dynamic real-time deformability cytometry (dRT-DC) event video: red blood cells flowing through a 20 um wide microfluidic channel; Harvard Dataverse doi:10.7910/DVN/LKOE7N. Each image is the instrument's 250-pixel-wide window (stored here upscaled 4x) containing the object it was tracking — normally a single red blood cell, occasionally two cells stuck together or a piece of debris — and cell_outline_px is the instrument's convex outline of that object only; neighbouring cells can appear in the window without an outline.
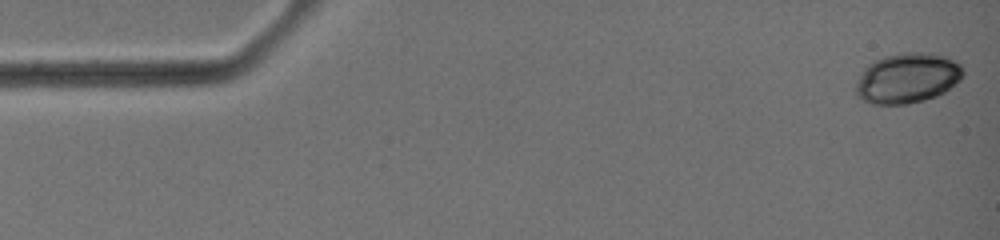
{"species": "common noctule bat (a hibernating species)", "species_latin": "Nyctalus noctula", "temperature_condition": "warm", "stored_images_in_passage": 41, "camera_frame_rate_fps": 3000, "um_per_image_px": 0.085, "animal": {"sex": "female", "body_mass_g": 19.0, "forearm_length_mm": 51.5}, "frame": {"image": 1, "passage_image": 1, "time_ms": 0.0, "image_size_px": [1000, 240], "cell_outline_px": [[964, 76], [960, 80], [944, 92], [936, 96], [924, 100], [908, 104], [872, 104], [860, 100], [856, 96], [856, 84], [864, 68], [868, 64], [884, 56], [904, 52], [928, 52], [948, 56], [960, 64], [964, 72]], "centroid_in_image_um": [77.14, 6.63], "position_along_channel_um": 7.9, "area_um2": 31.62}}
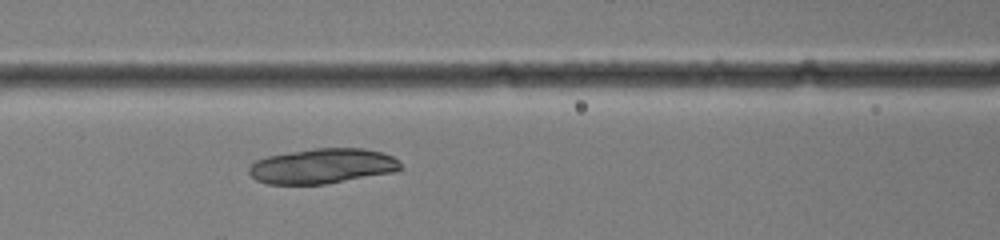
{"frame": {"image": 2, "passage_image": 18, "time_ms": 5.667, "image_size_px": [1000, 240], "cell_outline_px": [[400, 168], [392, 172], [324, 184], [268, 184], [256, 180], [248, 172], [248, 168], [256, 160], [268, 156], [288, 152], [312, 148], [364, 148], [380, 152], [392, 156], [400, 160]], "centroid_in_image_um": [27.37, 14.11], "position_along_channel_um": 139.2, "area_um2": 30.81}}
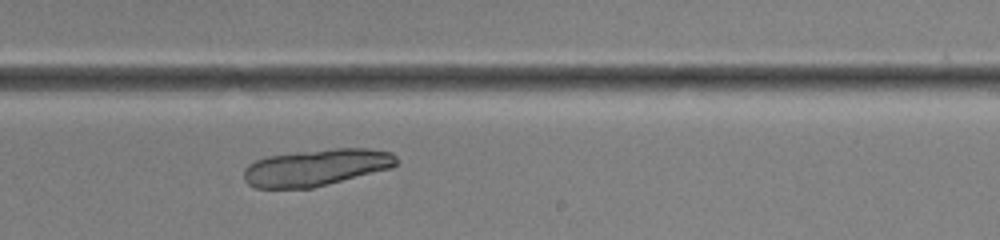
{"frame": {"image": 3, "passage_image": 26, "time_ms": 8.333, "image_size_px": [1000, 240], "cell_outline_px": [[396, 164], [392, 168], [312, 188], [256, 188], [248, 184], [244, 180], [244, 168], [248, 164], [256, 160], [268, 156], [332, 148], [368, 148], [392, 152], [396, 156]], "centroid_in_image_um": [26.88, 14.24], "position_along_channel_um": 262.1, "area_um2": 32.66}}